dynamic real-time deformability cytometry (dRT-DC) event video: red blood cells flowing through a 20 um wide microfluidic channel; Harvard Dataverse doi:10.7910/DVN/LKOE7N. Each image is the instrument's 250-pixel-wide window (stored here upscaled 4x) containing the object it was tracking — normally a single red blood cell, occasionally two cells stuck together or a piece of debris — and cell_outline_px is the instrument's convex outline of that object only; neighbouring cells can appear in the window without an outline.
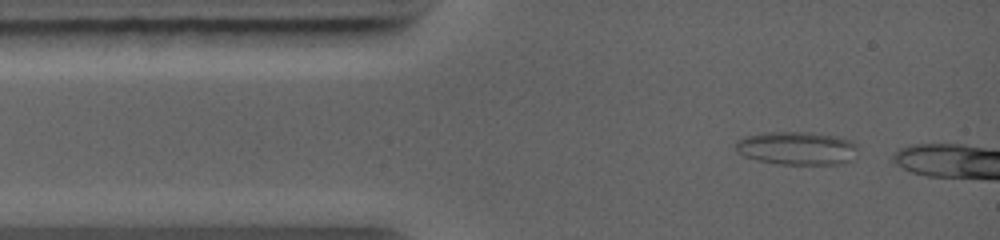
{"species": "common noctule bat (a hibernating species)", "species_latin": "Nyctalus noctula", "temperature_condition": "warm", "stored_images_in_passage": 57, "camera_frame_rate_fps": 5000, "um_per_image_px": 0.085, "animal": {"sex": "female", "body_mass_g": 19.0, "forearm_length_mm": 56.7}, "frame": {"image": 1, "passage_image": 1, "time_ms": 0.0, "image_size_px": [1000, 240], "cell_outline_px": [[856, 148], [852, 160], [840, 164], [776, 164], [756, 160], [744, 156], [736, 152], [736, 140], [744, 136], [760, 132], [812, 132], [836, 136], [852, 140], [856, 144]], "centroid_in_image_um": [67.69, 12.59], "position_along_channel_um": 17.3, "area_um2": 23.99}}
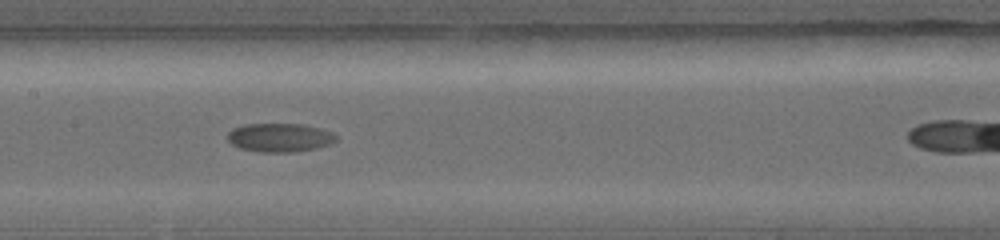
{"frame": {"image": 2, "passage_image": 21, "time_ms": 4.8, "image_size_px": [1000, 240], "cell_outline_px": [[340, 140], [316, 148], [292, 152], [260, 152], [240, 148], [232, 144], [228, 140], [228, 132], [232, 128], [244, 124], [304, 124], [320, 128], [332, 132], [340, 136]], "centroid_in_image_um": [23.81, 11.68], "position_along_channel_um": 183.6, "area_um2": 18.32}}
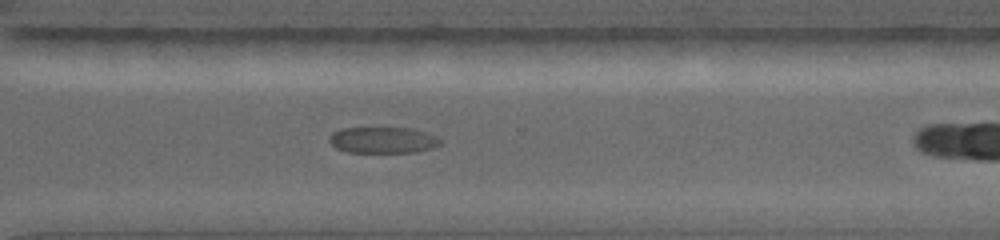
{"frame": {"image": 3, "passage_image": 39, "time_ms": 8.4, "image_size_px": [1000, 240], "cell_outline_px": [[444, 140], [440, 144], [432, 148], [416, 152], [344, 152], [336, 148], [328, 140], [332, 132], [340, 128], [412, 128], [428, 132]], "centroid_in_image_um": [32.57, 11.9], "position_along_channel_um": 338.0, "area_um2": 17.17}}